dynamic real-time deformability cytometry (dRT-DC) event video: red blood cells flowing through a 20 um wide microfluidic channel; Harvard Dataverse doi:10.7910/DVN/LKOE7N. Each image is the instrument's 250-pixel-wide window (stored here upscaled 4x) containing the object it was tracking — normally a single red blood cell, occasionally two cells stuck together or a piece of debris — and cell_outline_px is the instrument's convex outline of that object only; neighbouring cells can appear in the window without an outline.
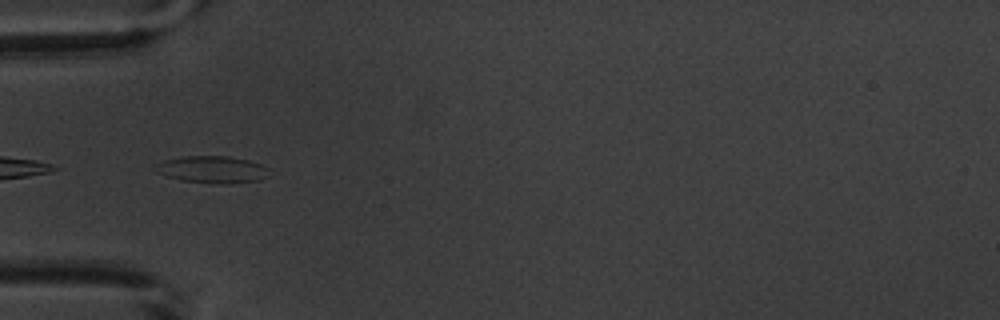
{"species": "common noctule bat (a hibernating species)", "species_latin": "Nyctalus noctula", "temperature_condition": "warm", "stored_images_in_passage": 8, "camera_frame_rate_fps": 3000, "um_per_image_px": 0.085, "animal": {"sex": "male", "body_mass_g": 20.1, "forearm_length_mm": 53.5}, "frame": {"image": 1, "passage_image": 4, "time_ms": 3.667, "image_size_px": [1000, 320], "cell_outline_px": [[268, 176], [260, 180], [224, 184], [216, 184], [180, 180], [156, 172], [152, 168], [152, 164], [164, 160], [180, 156], [228, 156], [248, 160], [260, 164], [268, 168]], "centroid_in_image_um": [17.98, 14.4], "position_along_channel_um": 67.0, "area_um2": 18.15}}
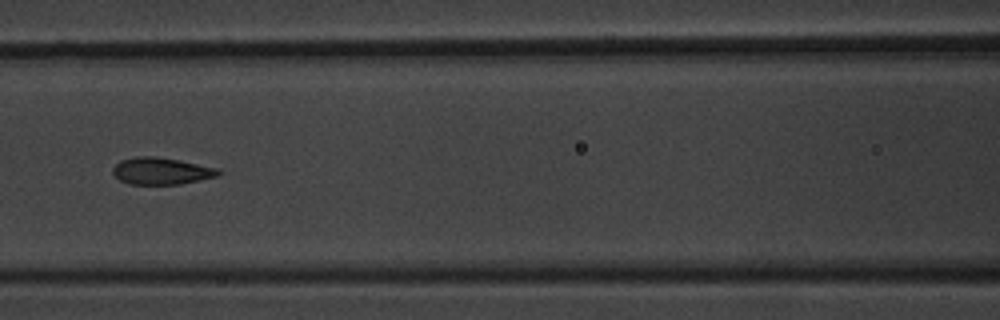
{"frame": {"image": 2, "passage_image": 6, "time_ms": 6.0, "image_size_px": [1000, 320], "cell_outline_px": [[220, 176], [180, 184], [128, 184], [120, 180], [112, 172], [112, 168], [120, 160], [136, 156], [156, 156], [180, 160], [216, 168], [220, 172]], "centroid_in_image_um": [13.69, 14.53], "position_along_channel_um": 152.9, "area_um2": 16.59}}
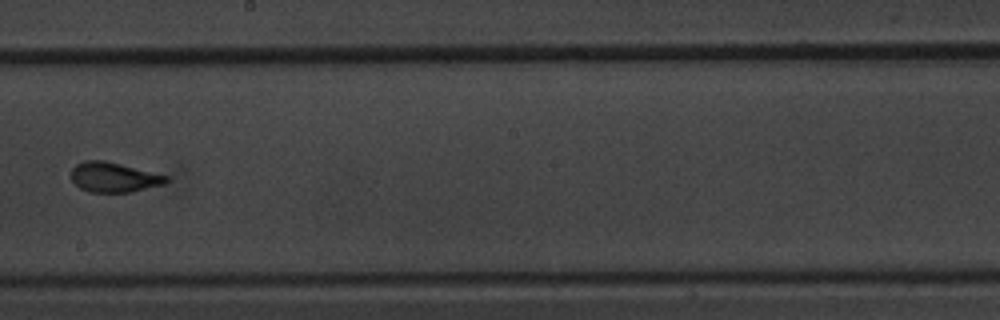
{"frame": {"image": 3, "passage_image": 8, "time_ms": 8.333, "image_size_px": [1000, 320], "cell_outline_px": [[168, 180], [164, 184], [132, 192], [88, 192], [80, 188], [72, 180], [72, 168], [76, 164], [84, 160], [104, 160], [168, 176]], "centroid_in_image_um": [9.66, 15.07], "position_along_channel_um": 238.5, "area_um2": 16.42}}